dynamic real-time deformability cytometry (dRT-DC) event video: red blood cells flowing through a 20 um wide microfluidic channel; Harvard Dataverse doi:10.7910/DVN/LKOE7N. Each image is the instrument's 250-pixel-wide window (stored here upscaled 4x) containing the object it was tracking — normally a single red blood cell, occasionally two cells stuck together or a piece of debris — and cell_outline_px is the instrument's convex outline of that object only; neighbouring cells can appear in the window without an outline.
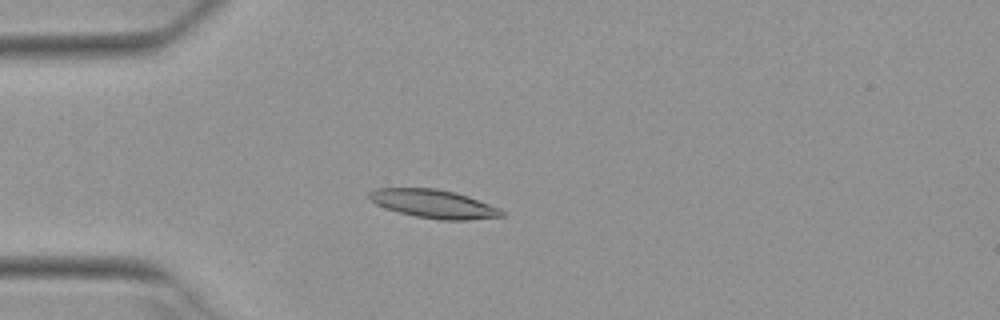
{"species": "Egyptian fruit bat (a non-hibernating species)", "species_latin": "Rousettus aegyptiacus", "temperature_condition": "warm", "stored_images_in_passage": 5, "camera_frame_rate_fps": 3000, "um_per_image_px": 0.085, "animal": {"sex": "female"}, "frame": {"image": 1, "passage_image": 4, "time_ms": 1.0, "image_size_px": [1000, 320], "cell_outline_px": [[504, 216], [468, 220], [440, 220], [416, 216], [384, 208], [376, 204], [368, 196], [368, 192], [376, 188], [436, 188], [456, 192], [468, 196], [500, 208], [504, 212]], "centroid_in_image_um": [36.87, 17.32], "position_along_channel_um": 48.1, "area_um2": 21.96}}